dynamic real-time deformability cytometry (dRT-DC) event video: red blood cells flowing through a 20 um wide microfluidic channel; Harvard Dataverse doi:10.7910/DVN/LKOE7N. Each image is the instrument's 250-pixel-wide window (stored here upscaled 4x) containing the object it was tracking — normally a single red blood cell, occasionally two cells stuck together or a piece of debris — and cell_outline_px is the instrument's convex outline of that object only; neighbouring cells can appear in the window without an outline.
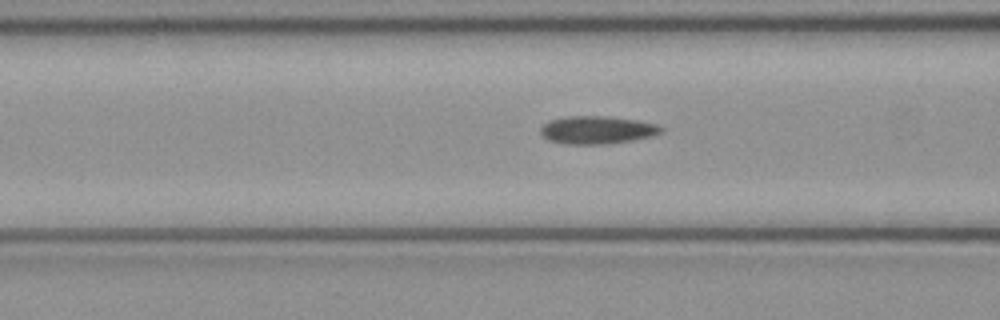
{"species": "common noctule bat (a hibernating species)", "species_latin": "Nyctalus noctula", "temperature_condition": "cold", "stored_images_in_passage": 6, "camera_frame_rate_fps": 3000, "um_per_image_px": 0.085, "animal": {"sex": "female", "body_mass_g": 21.9}, "frame": {"image": 1, "passage_image": 6, "time_ms": 1.667, "image_size_px": [1000, 320], "cell_outline_px": [[664, 128], [660, 132], [652, 136], [632, 140], [604, 144], [564, 144], [548, 140], [540, 132], [540, 128], [548, 120], [568, 116], [608, 116], [636, 120], [656, 124]], "centroid_in_image_um": [50.72, 11.04], "position_along_channel_um": 115.9, "area_um2": 19.54}}